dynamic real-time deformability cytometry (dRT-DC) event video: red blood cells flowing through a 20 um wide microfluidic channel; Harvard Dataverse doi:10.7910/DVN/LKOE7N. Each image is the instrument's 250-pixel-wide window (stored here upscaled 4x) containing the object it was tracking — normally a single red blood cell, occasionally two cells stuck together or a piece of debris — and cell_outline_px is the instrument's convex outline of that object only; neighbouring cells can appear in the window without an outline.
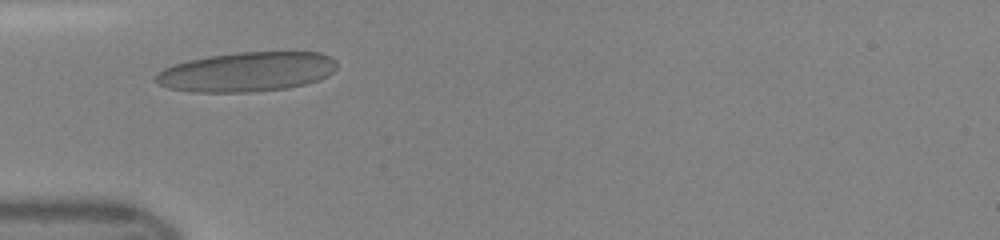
{"species": "human", "species_latin": "Homo sapiens", "temperature_condition": "room temperature", "stored_images_in_passage": 38, "camera_frame_rate_fps": 3000, "um_per_image_px": 0.085, "donor": {"sex": "female"}, "frame": {"image": 1, "passage_image": 6, "time_ms": 1.667, "image_size_px": [1000, 240], "cell_outline_px": [[336, 68], [328, 76], [320, 80], [288, 88], [248, 92], [192, 92], [168, 88], [152, 80], [152, 76], [156, 72], [172, 64], [188, 60], [208, 56], [240, 52], [320, 52], [332, 56], [336, 60]], "centroid_in_image_um": [20.95, 6.1], "position_along_channel_um": 64.0, "area_um2": 42.19}}
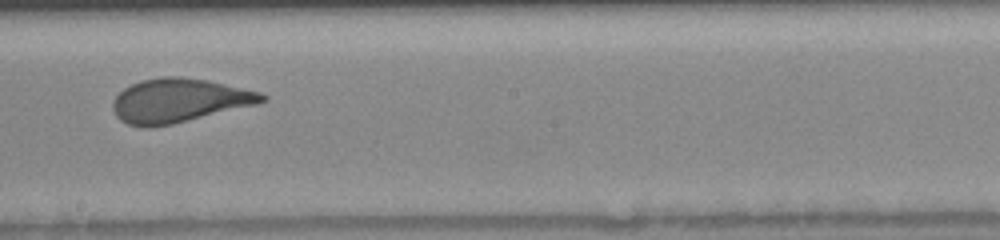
{"frame": {"image": 2, "passage_image": 18, "time_ms": 5.667, "image_size_px": [1000, 240], "cell_outline_px": [[268, 100], [256, 104], [172, 124], [148, 128], [144, 128], [128, 124], [120, 120], [116, 116], [112, 108], [112, 100], [124, 88], [140, 80], [164, 76], [180, 76], [208, 80], [260, 92], [268, 96]], "centroid_in_image_um": [15.19, 8.54], "position_along_channel_um": 233.0, "area_um2": 38.15}}
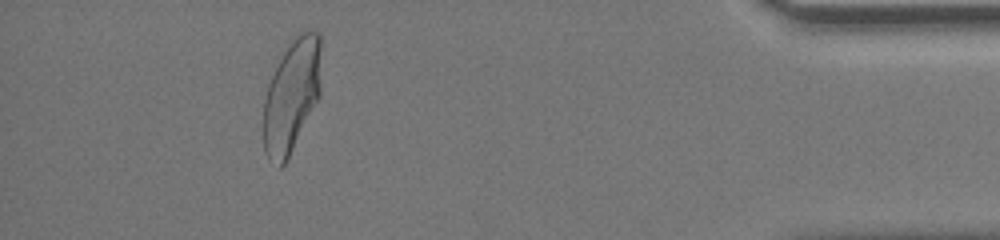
{"frame": {"image": 3, "passage_image": 34, "time_ms": 11.0, "image_size_px": [1000, 240], "cell_outline_px": [[320, 96], [288, 160], [280, 168], [268, 160], [264, 152], [264, 100], [268, 84], [288, 40], [292, 36], [300, 32], [320, 32]], "centroid_in_image_um": [24.78, 8.14], "position_along_channel_um": 410.4, "area_um2": 38.49}}